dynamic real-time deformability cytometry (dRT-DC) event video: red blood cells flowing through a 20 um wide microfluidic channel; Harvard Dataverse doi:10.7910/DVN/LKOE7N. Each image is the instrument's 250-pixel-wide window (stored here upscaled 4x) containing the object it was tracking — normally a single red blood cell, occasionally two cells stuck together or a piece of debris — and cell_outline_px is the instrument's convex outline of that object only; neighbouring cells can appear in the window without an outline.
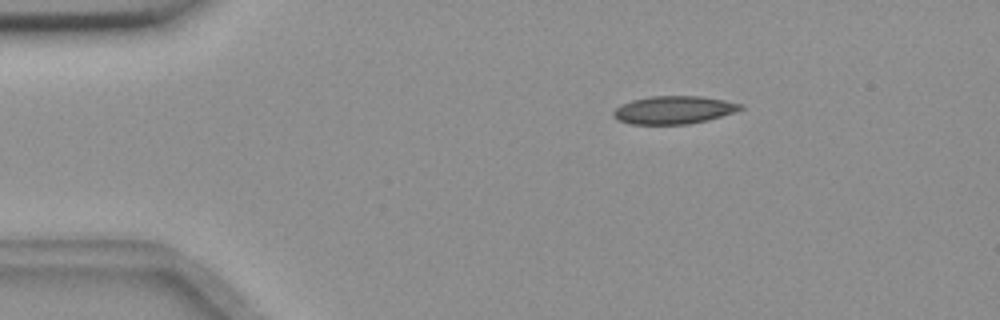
{"species": "common noctule bat (a hibernating species)", "species_latin": "Nyctalus noctula", "temperature_condition": "room temperature", "stored_images_in_passage": 4, "camera_frame_rate_fps": 3000, "um_per_image_px": 0.085, "animal": {"sex": "female", "body_mass_g": 18.4}, "frame": {"image": 1, "passage_image": 2, "time_ms": 0.333, "image_size_px": [1000, 320], "cell_outline_px": [[744, 108], [708, 120], [688, 124], [632, 124], [616, 120], [612, 116], [612, 112], [616, 108], [632, 100], [652, 96], [700, 96], [724, 100], [744, 104]], "centroid_in_image_um": [57.25, 9.35], "position_along_channel_um": 27.7, "area_um2": 20.58}}
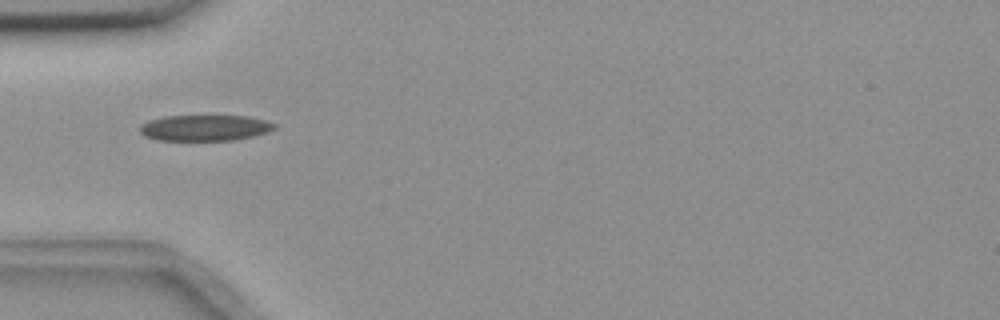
{"frame": {"image": 2, "passage_image": 4, "time_ms": 1.0, "image_size_px": [1000, 320], "cell_outline_px": [[276, 128], [268, 132], [252, 136], [232, 140], [156, 140], [144, 136], [140, 132], [140, 124], [148, 120], [164, 116], [248, 116], [268, 120], [276, 124]], "centroid_in_image_um": [17.41, 10.86], "position_along_channel_um": 67.6, "area_um2": 20.46}}